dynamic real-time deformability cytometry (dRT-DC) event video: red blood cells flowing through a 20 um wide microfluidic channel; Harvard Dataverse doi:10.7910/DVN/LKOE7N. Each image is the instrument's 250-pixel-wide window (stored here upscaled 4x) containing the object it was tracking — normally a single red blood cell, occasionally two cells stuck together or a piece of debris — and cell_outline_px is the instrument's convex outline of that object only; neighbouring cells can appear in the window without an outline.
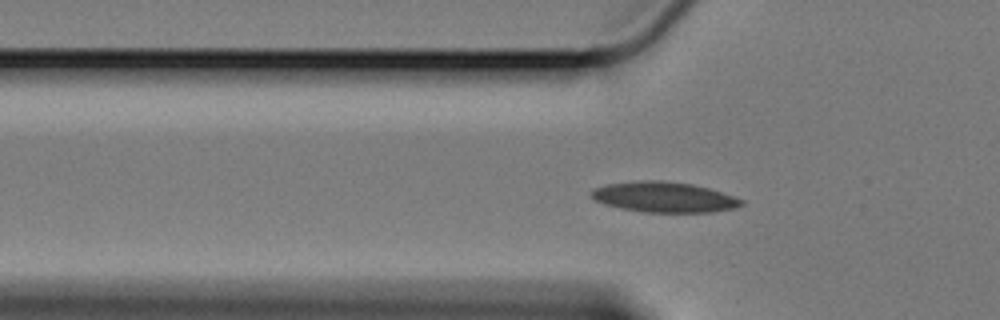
{"species": "Egyptian fruit bat (a non-hibernating species)", "species_latin": "Rousettus aegyptiacus", "temperature_condition": "cold", "stored_images_in_passage": 53, "camera_frame_rate_fps": 3000, "um_per_image_px": 0.085, "animal": {"sex": "female"}, "frame": {"image": 1, "passage_image": 12, "time_ms": 3.667, "image_size_px": [1000, 320], "cell_outline_px": [[744, 204], [732, 208], [712, 212], [644, 212], [620, 208], [604, 204], [596, 200], [588, 192], [592, 188], [608, 184], [640, 180], [660, 180], [692, 184], [708, 188], [744, 200]], "centroid_in_image_um": [56.4, 16.75], "position_along_channel_um": 69.4, "area_um2": 26.47}}
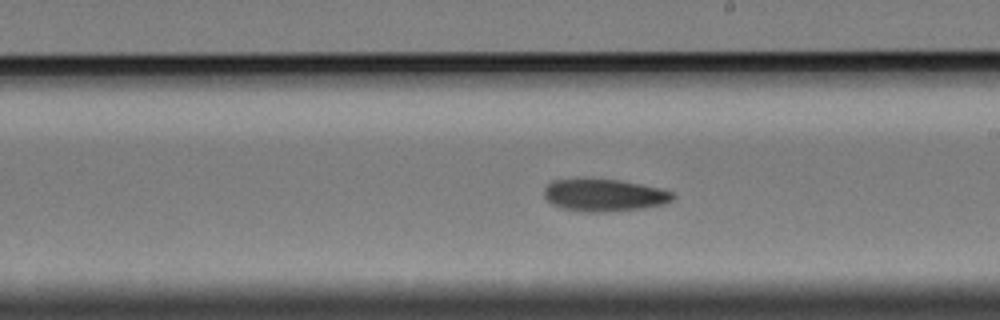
{"frame": {"image": 2, "passage_image": 27, "time_ms": 8.667, "image_size_px": [1000, 320], "cell_outline_px": [[676, 196], [672, 200], [664, 204], [644, 208], [608, 212], [576, 212], [552, 204], [544, 196], [544, 188], [552, 180], [580, 176], [620, 180], [660, 188], [672, 192]], "centroid_in_image_um": [51.31, 16.56], "position_along_channel_um": 237.7, "area_um2": 25.09}}
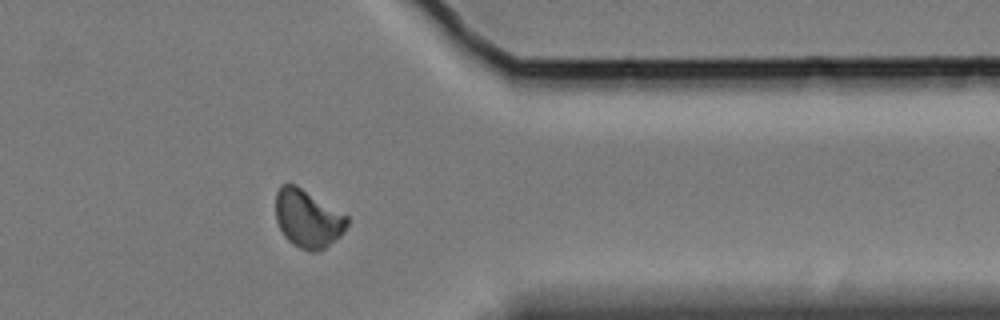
{"frame": {"image": 3, "passage_image": 41, "time_ms": 13.333, "image_size_px": [1000, 320], "cell_outline_px": [[348, 224], [340, 236], [324, 248], [316, 252], [308, 252], [292, 244], [284, 236], [276, 220], [276, 192], [280, 184], [296, 184], [348, 216]], "centroid_in_image_um": [26.14, 18.58], "position_along_channel_um": 385.3, "area_um2": 24.16}, "authors_computed_cell_mechanics": {"area_um2": 24.6228, "velocity_mm_per_s": 3.3677, "shape_relaxation_time_tau1_ms": 8.1959, "shape_relaxation_time_tau2_ms": null, "deformation_change_tau1": 0.1142, "deformation_change_tau2": null}}